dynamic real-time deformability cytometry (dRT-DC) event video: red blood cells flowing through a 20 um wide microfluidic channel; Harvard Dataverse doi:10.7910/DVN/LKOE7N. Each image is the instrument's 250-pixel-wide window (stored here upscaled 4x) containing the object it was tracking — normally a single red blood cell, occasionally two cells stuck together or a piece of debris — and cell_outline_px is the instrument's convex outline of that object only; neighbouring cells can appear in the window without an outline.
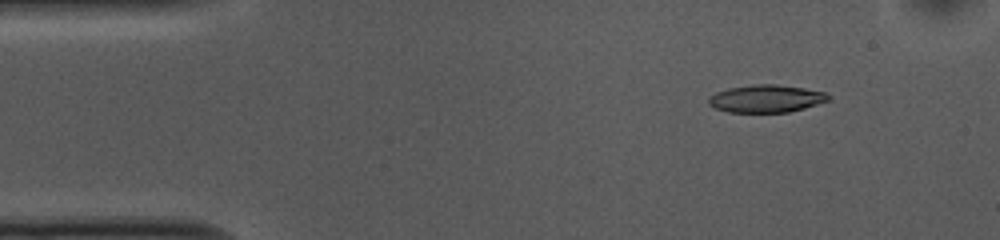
{"species": "common noctule bat (a hibernating species)", "species_latin": "Nyctalus noctula", "temperature_condition": "cold", "stored_images_in_passage": 47, "camera_frame_rate_fps": 3000, "um_per_image_px": 0.085, "animal": {"sex": "female", "body_mass_g": 10.0, "forearm_length_mm": 53.1}, "frame": {"image": 1, "passage_image": 1, "time_ms": 0.0, "image_size_px": [1000, 240], "cell_outline_px": [[832, 96], [828, 100], [804, 108], [788, 112], [728, 112], [716, 108], [708, 104], [708, 96], [716, 92], [728, 88], [756, 84], [776, 84], [804, 88], [824, 92]], "centroid_in_image_um": [65.1, 8.38], "position_along_channel_um": 19.9, "area_um2": 19.19}}
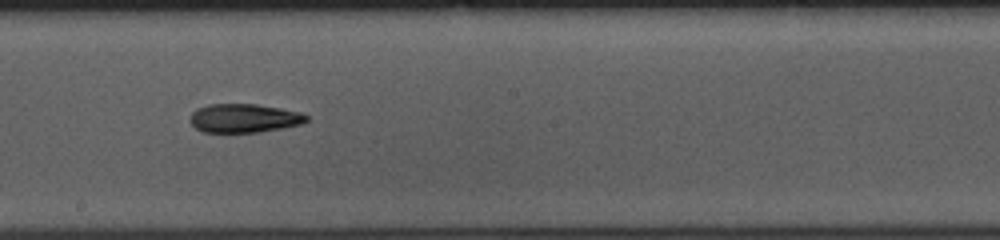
{"frame": {"image": 2, "passage_image": 23, "time_ms": 7.333, "image_size_px": [1000, 240], "cell_outline_px": [[308, 120], [300, 124], [284, 128], [260, 132], [204, 132], [196, 128], [192, 124], [192, 112], [196, 108], [208, 104], [256, 104], [280, 108], [300, 112], [308, 116]], "centroid_in_image_um": [20.77, 10.04], "position_along_channel_um": 227.4, "area_um2": 19.42}}
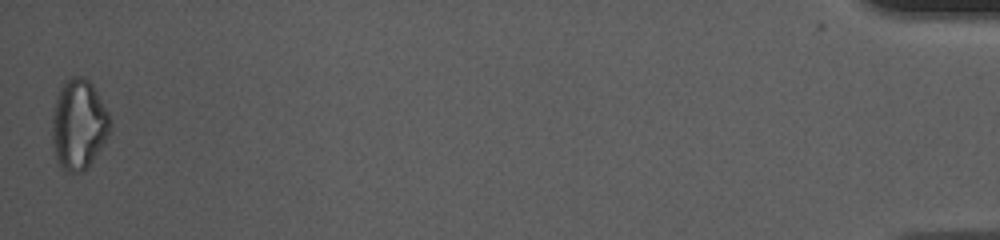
{"frame": {"image": 3, "passage_image": 47, "time_ms": 15.333, "image_size_px": [1000, 240], "cell_outline_px": [[112, 124], [100, 148], [88, 168], [80, 172], [68, 172], [56, 164], [52, 140], [52, 116], [56, 96], [64, 80], [72, 76], [84, 76], [92, 84], [108, 112], [112, 120]], "centroid_in_image_um": [6.66, 10.58], "position_along_channel_um": 428.5, "area_um2": 30.63}, "authors_computed_cell_mechanics": {"area_um2": 20.0566, "velocity_mm_per_s": 3.7415, "shape_relaxation_time_tau1_ms": 4.1627, "shape_relaxation_time_tau2_ms": 6.6617, "deformation_change_tau1": 0.1238, "deformation_change_tau2": 0.1838}}